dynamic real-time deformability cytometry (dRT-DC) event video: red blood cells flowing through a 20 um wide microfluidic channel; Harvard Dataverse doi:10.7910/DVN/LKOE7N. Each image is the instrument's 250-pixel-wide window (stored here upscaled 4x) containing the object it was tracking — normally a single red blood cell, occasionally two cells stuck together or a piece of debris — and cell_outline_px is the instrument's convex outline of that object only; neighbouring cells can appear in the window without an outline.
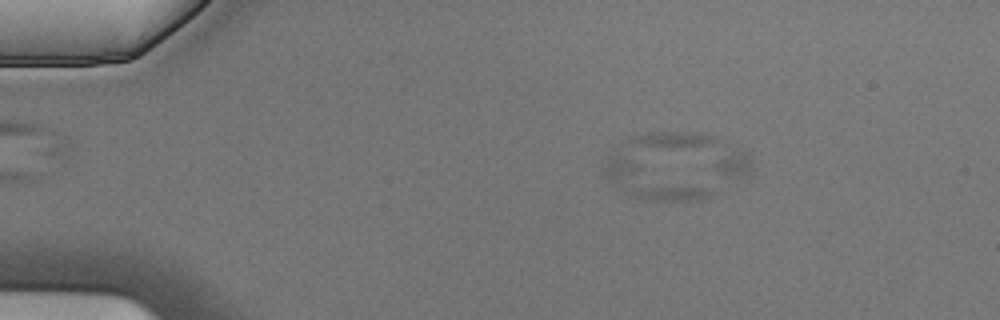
{"species": "Egyptian fruit bat (a non-hibernating species)", "species_latin": "Rousettus aegyptiacus", "temperature_condition": "cold", "stored_images_in_passage": 5, "camera_frame_rate_fps": 3000, "um_per_image_px": 0.085, "animal": {"sex": "male"}, "frame": {"image": 1, "passage_image": 5, "time_ms": 1.333, "image_size_px": [1000, 320], "cell_outline_px": [[712, 196], [700, 200], [648, 200], [632, 196], [612, 184], [604, 176], [604, 172], [612, 156], [620, 156], [632, 160], [704, 188]], "centroid_in_image_um": [55.28, 15.48], "position_along_channel_um": 29.7, "area_um2": 19.25}}